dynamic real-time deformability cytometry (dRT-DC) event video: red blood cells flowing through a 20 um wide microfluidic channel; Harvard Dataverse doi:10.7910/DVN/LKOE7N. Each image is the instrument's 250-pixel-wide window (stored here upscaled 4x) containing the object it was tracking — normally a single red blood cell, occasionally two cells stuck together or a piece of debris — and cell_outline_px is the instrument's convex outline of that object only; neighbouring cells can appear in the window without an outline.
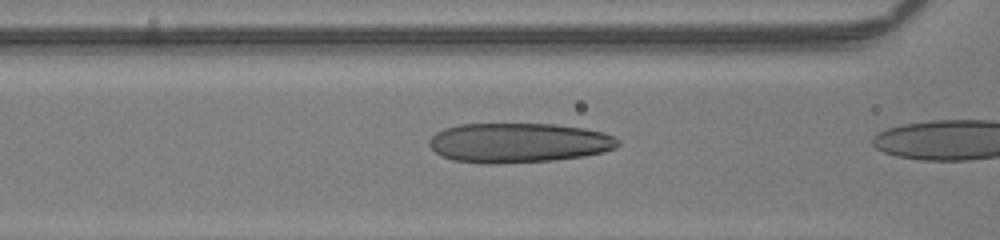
{"species": "human", "species_latin": "Homo sapiens", "temperature_condition": "room temperature", "stored_images_in_passage": 26, "camera_frame_rate_fps": 3000, "um_per_image_px": 0.085, "donor": {"sex": "male"}, "frame": {"image": 1, "passage_image": 25, "time_ms": 8.0, "image_size_px": [1000, 240], "cell_outline_px": [[620, 144], [616, 148], [604, 152], [584, 156], [552, 160], [492, 164], [484, 164], [452, 160], [440, 156], [428, 144], [428, 140], [436, 132], [444, 128], [460, 124], [556, 124], [584, 128], [600, 132], [612, 136], [620, 140]], "centroid_in_image_um": [44.05, 12.14], "position_along_channel_um": 122.5, "area_um2": 43.81}}